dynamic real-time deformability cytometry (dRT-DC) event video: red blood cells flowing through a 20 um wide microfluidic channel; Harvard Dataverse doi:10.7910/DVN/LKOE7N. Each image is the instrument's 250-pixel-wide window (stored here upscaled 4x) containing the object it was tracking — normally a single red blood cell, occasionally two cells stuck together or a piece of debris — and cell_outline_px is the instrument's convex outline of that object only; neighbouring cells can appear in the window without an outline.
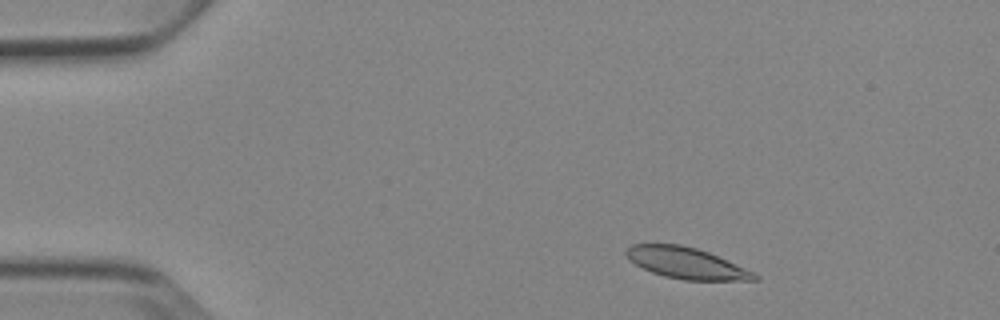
{"species": "Egyptian fruit bat (a non-hibernating species)", "species_latin": "Rousettus aegyptiacus", "temperature_condition": "cold", "stored_images_in_passage": 50, "camera_frame_rate_fps": 3000, "um_per_image_px": 0.085, "animal": {"sex": "female"}, "frame": {"image": 1, "passage_image": 5, "time_ms": 1.333, "image_size_px": [1000, 320], "cell_outline_px": [[760, 280], [684, 280], [664, 276], [652, 272], [636, 264], [624, 252], [632, 244], [680, 244], [696, 248], [708, 252], [756, 272], [760, 276]], "centroid_in_image_um": [58.4, 22.37], "position_along_channel_um": 26.6, "area_um2": 23.18}}
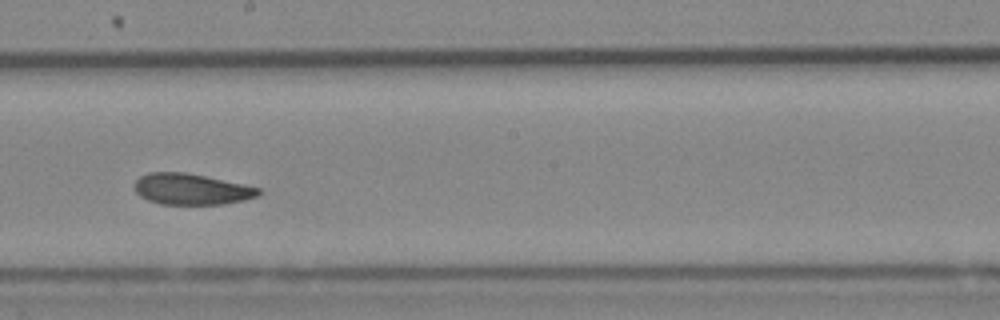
{"frame": {"image": 2, "passage_image": 27, "time_ms": 8.667, "image_size_px": [1000, 320], "cell_outline_px": [[260, 192], [256, 196], [244, 200], [224, 204], [160, 204], [148, 200], [140, 196], [136, 192], [132, 184], [140, 176], [148, 172], [184, 172], [204, 176], [260, 188]], "centroid_in_image_um": [16.2, 16.08], "position_along_channel_um": 232.0, "area_um2": 22.31}}
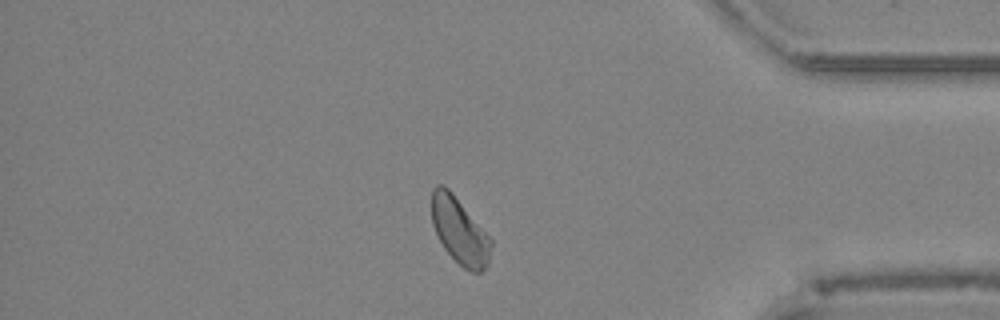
{"frame": {"image": 3, "passage_image": 42, "time_ms": 13.667, "image_size_px": [1000, 320], "cell_outline_px": [[492, 244], [488, 264], [480, 272], [472, 272], [464, 268], [444, 248], [432, 224], [432, 188], [436, 184], [444, 184], [452, 192], [492, 240]], "centroid_in_image_um": [39.06, 19.6], "position_along_channel_um": 396.1, "area_um2": 22.6}, "authors_computed_cell_mechanics": {"area_um2": 23.409, "velocity_mm_per_s": 3.8068, "shape_relaxation_time_tau1_ms": 4.1622, "shape_relaxation_time_tau2_ms": 3.9432, "deformation_change_tau1": 0.1065, "deformation_change_tau2": 0.0847}}